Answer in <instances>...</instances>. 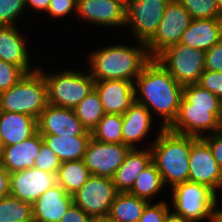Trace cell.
Listing matches in <instances>:
<instances>
[{"instance_id":"obj_1","label":"cell","mask_w":222,"mask_h":222,"mask_svg":"<svg viewBox=\"0 0 222 222\" xmlns=\"http://www.w3.org/2000/svg\"><path fill=\"white\" fill-rule=\"evenodd\" d=\"M183 87L157 59L152 58L135 79V101L145 106L153 118H161L159 129L169 128L178 116Z\"/></svg>"},{"instance_id":"obj_2","label":"cell","mask_w":222,"mask_h":222,"mask_svg":"<svg viewBox=\"0 0 222 222\" xmlns=\"http://www.w3.org/2000/svg\"><path fill=\"white\" fill-rule=\"evenodd\" d=\"M137 46L120 44L107 45L88 54V69L95 81L135 79L152 59L143 42Z\"/></svg>"},{"instance_id":"obj_3","label":"cell","mask_w":222,"mask_h":222,"mask_svg":"<svg viewBox=\"0 0 222 222\" xmlns=\"http://www.w3.org/2000/svg\"><path fill=\"white\" fill-rule=\"evenodd\" d=\"M219 107L220 99L212 92L197 83L185 85L178 116L169 129L198 138L217 132Z\"/></svg>"},{"instance_id":"obj_4","label":"cell","mask_w":222,"mask_h":222,"mask_svg":"<svg viewBox=\"0 0 222 222\" xmlns=\"http://www.w3.org/2000/svg\"><path fill=\"white\" fill-rule=\"evenodd\" d=\"M157 131L156 139L150 143L152 162L160 172L165 187L167 185L171 189L188 181L192 136L175 133L169 128Z\"/></svg>"},{"instance_id":"obj_5","label":"cell","mask_w":222,"mask_h":222,"mask_svg":"<svg viewBox=\"0 0 222 222\" xmlns=\"http://www.w3.org/2000/svg\"><path fill=\"white\" fill-rule=\"evenodd\" d=\"M47 105V83L38 68L0 93V111L22 113L38 120Z\"/></svg>"},{"instance_id":"obj_6","label":"cell","mask_w":222,"mask_h":222,"mask_svg":"<svg viewBox=\"0 0 222 222\" xmlns=\"http://www.w3.org/2000/svg\"><path fill=\"white\" fill-rule=\"evenodd\" d=\"M38 69L47 83L48 104L56 107L74 109L95 86L89 71L67 68L48 73L39 66Z\"/></svg>"},{"instance_id":"obj_7","label":"cell","mask_w":222,"mask_h":222,"mask_svg":"<svg viewBox=\"0 0 222 222\" xmlns=\"http://www.w3.org/2000/svg\"><path fill=\"white\" fill-rule=\"evenodd\" d=\"M170 209L175 215L183 216L193 222L207 220L212 222L213 212L218 205L219 196L209 187L186 181L171 188ZM218 196V197H217Z\"/></svg>"},{"instance_id":"obj_8","label":"cell","mask_w":222,"mask_h":222,"mask_svg":"<svg viewBox=\"0 0 222 222\" xmlns=\"http://www.w3.org/2000/svg\"><path fill=\"white\" fill-rule=\"evenodd\" d=\"M205 53L178 43L166 48L155 59L179 84L185 86L198 83L205 70Z\"/></svg>"},{"instance_id":"obj_9","label":"cell","mask_w":222,"mask_h":222,"mask_svg":"<svg viewBox=\"0 0 222 222\" xmlns=\"http://www.w3.org/2000/svg\"><path fill=\"white\" fill-rule=\"evenodd\" d=\"M170 0H129L126 4V25L136 42L147 44L156 34ZM132 33V34H131Z\"/></svg>"},{"instance_id":"obj_10","label":"cell","mask_w":222,"mask_h":222,"mask_svg":"<svg viewBox=\"0 0 222 222\" xmlns=\"http://www.w3.org/2000/svg\"><path fill=\"white\" fill-rule=\"evenodd\" d=\"M193 18L185 7L170 0L154 37L146 44L151 58H156L166 48L178 44Z\"/></svg>"},{"instance_id":"obj_11","label":"cell","mask_w":222,"mask_h":222,"mask_svg":"<svg viewBox=\"0 0 222 222\" xmlns=\"http://www.w3.org/2000/svg\"><path fill=\"white\" fill-rule=\"evenodd\" d=\"M118 193L113 179L91 175L73 195V203L95 219L106 217Z\"/></svg>"},{"instance_id":"obj_12","label":"cell","mask_w":222,"mask_h":222,"mask_svg":"<svg viewBox=\"0 0 222 222\" xmlns=\"http://www.w3.org/2000/svg\"><path fill=\"white\" fill-rule=\"evenodd\" d=\"M188 181L205 185L219 195L222 190V169L202 137L192 136Z\"/></svg>"},{"instance_id":"obj_13","label":"cell","mask_w":222,"mask_h":222,"mask_svg":"<svg viewBox=\"0 0 222 222\" xmlns=\"http://www.w3.org/2000/svg\"><path fill=\"white\" fill-rule=\"evenodd\" d=\"M130 147L123 143H106L91 137L83 157L91 175L113 179Z\"/></svg>"},{"instance_id":"obj_14","label":"cell","mask_w":222,"mask_h":222,"mask_svg":"<svg viewBox=\"0 0 222 222\" xmlns=\"http://www.w3.org/2000/svg\"><path fill=\"white\" fill-rule=\"evenodd\" d=\"M76 14L82 23L113 29L126 26V7L121 0H77Z\"/></svg>"},{"instance_id":"obj_15","label":"cell","mask_w":222,"mask_h":222,"mask_svg":"<svg viewBox=\"0 0 222 222\" xmlns=\"http://www.w3.org/2000/svg\"><path fill=\"white\" fill-rule=\"evenodd\" d=\"M56 184V174L35 167L10 173V194L32 205Z\"/></svg>"},{"instance_id":"obj_16","label":"cell","mask_w":222,"mask_h":222,"mask_svg":"<svg viewBox=\"0 0 222 222\" xmlns=\"http://www.w3.org/2000/svg\"><path fill=\"white\" fill-rule=\"evenodd\" d=\"M38 132L60 136L92 135L77 118L74 109L50 104L38 118Z\"/></svg>"},{"instance_id":"obj_17","label":"cell","mask_w":222,"mask_h":222,"mask_svg":"<svg viewBox=\"0 0 222 222\" xmlns=\"http://www.w3.org/2000/svg\"><path fill=\"white\" fill-rule=\"evenodd\" d=\"M94 89L107 114L123 115L135 102L134 82L128 80L95 81Z\"/></svg>"},{"instance_id":"obj_18","label":"cell","mask_w":222,"mask_h":222,"mask_svg":"<svg viewBox=\"0 0 222 222\" xmlns=\"http://www.w3.org/2000/svg\"><path fill=\"white\" fill-rule=\"evenodd\" d=\"M27 40L25 33H20L16 25L0 26V60L20 67L25 73L36 70L38 67L33 68L31 65L33 61L30 60V45Z\"/></svg>"},{"instance_id":"obj_19","label":"cell","mask_w":222,"mask_h":222,"mask_svg":"<svg viewBox=\"0 0 222 222\" xmlns=\"http://www.w3.org/2000/svg\"><path fill=\"white\" fill-rule=\"evenodd\" d=\"M73 204V195L56 184L42 194L32 205L35 222H60Z\"/></svg>"},{"instance_id":"obj_20","label":"cell","mask_w":222,"mask_h":222,"mask_svg":"<svg viewBox=\"0 0 222 222\" xmlns=\"http://www.w3.org/2000/svg\"><path fill=\"white\" fill-rule=\"evenodd\" d=\"M122 137L123 144L130 148H140L139 144L152 132L153 121L156 120L151 112L136 101L122 115ZM138 145V146H137Z\"/></svg>"},{"instance_id":"obj_21","label":"cell","mask_w":222,"mask_h":222,"mask_svg":"<svg viewBox=\"0 0 222 222\" xmlns=\"http://www.w3.org/2000/svg\"><path fill=\"white\" fill-rule=\"evenodd\" d=\"M42 142V136L37 132L32 137L15 145L3 147L0 153V163L9 173L34 168Z\"/></svg>"},{"instance_id":"obj_22","label":"cell","mask_w":222,"mask_h":222,"mask_svg":"<svg viewBox=\"0 0 222 222\" xmlns=\"http://www.w3.org/2000/svg\"><path fill=\"white\" fill-rule=\"evenodd\" d=\"M150 146H147V148L145 146L130 148L123 163L113 176V182L118 192L128 193L132 189L137 176L152 163Z\"/></svg>"},{"instance_id":"obj_23","label":"cell","mask_w":222,"mask_h":222,"mask_svg":"<svg viewBox=\"0 0 222 222\" xmlns=\"http://www.w3.org/2000/svg\"><path fill=\"white\" fill-rule=\"evenodd\" d=\"M222 38V18L193 19L179 43L208 51Z\"/></svg>"},{"instance_id":"obj_24","label":"cell","mask_w":222,"mask_h":222,"mask_svg":"<svg viewBox=\"0 0 222 222\" xmlns=\"http://www.w3.org/2000/svg\"><path fill=\"white\" fill-rule=\"evenodd\" d=\"M38 132V120L22 113L0 111V136L3 147L15 145Z\"/></svg>"},{"instance_id":"obj_25","label":"cell","mask_w":222,"mask_h":222,"mask_svg":"<svg viewBox=\"0 0 222 222\" xmlns=\"http://www.w3.org/2000/svg\"><path fill=\"white\" fill-rule=\"evenodd\" d=\"M43 142L57 155L61 162L81 160L92 135L60 136L41 134Z\"/></svg>"},{"instance_id":"obj_26","label":"cell","mask_w":222,"mask_h":222,"mask_svg":"<svg viewBox=\"0 0 222 222\" xmlns=\"http://www.w3.org/2000/svg\"><path fill=\"white\" fill-rule=\"evenodd\" d=\"M149 201L119 192L110 206L108 217L118 222H138Z\"/></svg>"},{"instance_id":"obj_27","label":"cell","mask_w":222,"mask_h":222,"mask_svg":"<svg viewBox=\"0 0 222 222\" xmlns=\"http://www.w3.org/2000/svg\"><path fill=\"white\" fill-rule=\"evenodd\" d=\"M91 176L83 159L63 162L56 175L59 184L66 193L74 195Z\"/></svg>"},{"instance_id":"obj_28","label":"cell","mask_w":222,"mask_h":222,"mask_svg":"<svg viewBox=\"0 0 222 222\" xmlns=\"http://www.w3.org/2000/svg\"><path fill=\"white\" fill-rule=\"evenodd\" d=\"M164 187L162 176L152 162L137 176L132 189L128 193L153 202L154 197L156 199V196L161 195L159 193L164 191Z\"/></svg>"},{"instance_id":"obj_29","label":"cell","mask_w":222,"mask_h":222,"mask_svg":"<svg viewBox=\"0 0 222 222\" xmlns=\"http://www.w3.org/2000/svg\"><path fill=\"white\" fill-rule=\"evenodd\" d=\"M77 118L82 125L92 131L106 114L100 97L95 89H93L75 108Z\"/></svg>"},{"instance_id":"obj_30","label":"cell","mask_w":222,"mask_h":222,"mask_svg":"<svg viewBox=\"0 0 222 222\" xmlns=\"http://www.w3.org/2000/svg\"><path fill=\"white\" fill-rule=\"evenodd\" d=\"M33 220L32 204L9 194L0 200V222H27Z\"/></svg>"},{"instance_id":"obj_31","label":"cell","mask_w":222,"mask_h":222,"mask_svg":"<svg viewBox=\"0 0 222 222\" xmlns=\"http://www.w3.org/2000/svg\"><path fill=\"white\" fill-rule=\"evenodd\" d=\"M122 124V115L106 113L91 131L92 138L106 143H123Z\"/></svg>"},{"instance_id":"obj_32","label":"cell","mask_w":222,"mask_h":222,"mask_svg":"<svg viewBox=\"0 0 222 222\" xmlns=\"http://www.w3.org/2000/svg\"><path fill=\"white\" fill-rule=\"evenodd\" d=\"M190 13L193 19L222 18L216 0H176Z\"/></svg>"},{"instance_id":"obj_33","label":"cell","mask_w":222,"mask_h":222,"mask_svg":"<svg viewBox=\"0 0 222 222\" xmlns=\"http://www.w3.org/2000/svg\"><path fill=\"white\" fill-rule=\"evenodd\" d=\"M25 12V0H0V26H15Z\"/></svg>"},{"instance_id":"obj_34","label":"cell","mask_w":222,"mask_h":222,"mask_svg":"<svg viewBox=\"0 0 222 222\" xmlns=\"http://www.w3.org/2000/svg\"><path fill=\"white\" fill-rule=\"evenodd\" d=\"M62 164L57 155L44 142L41 144L39 154L36 156L34 167L49 173H58Z\"/></svg>"},{"instance_id":"obj_35","label":"cell","mask_w":222,"mask_h":222,"mask_svg":"<svg viewBox=\"0 0 222 222\" xmlns=\"http://www.w3.org/2000/svg\"><path fill=\"white\" fill-rule=\"evenodd\" d=\"M25 74L20 67L0 60V93L14 86Z\"/></svg>"},{"instance_id":"obj_36","label":"cell","mask_w":222,"mask_h":222,"mask_svg":"<svg viewBox=\"0 0 222 222\" xmlns=\"http://www.w3.org/2000/svg\"><path fill=\"white\" fill-rule=\"evenodd\" d=\"M77 10V0H50L48 9L45 13L53 20H61L69 15L76 14Z\"/></svg>"},{"instance_id":"obj_37","label":"cell","mask_w":222,"mask_h":222,"mask_svg":"<svg viewBox=\"0 0 222 222\" xmlns=\"http://www.w3.org/2000/svg\"><path fill=\"white\" fill-rule=\"evenodd\" d=\"M167 200L161 199L157 203L149 202L138 222H164L171 211Z\"/></svg>"},{"instance_id":"obj_38","label":"cell","mask_w":222,"mask_h":222,"mask_svg":"<svg viewBox=\"0 0 222 222\" xmlns=\"http://www.w3.org/2000/svg\"><path fill=\"white\" fill-rule=\"evenodd\" d=\"M197 84L222 99V72L204 70Z\"/></svg>"},{"instance_id":"obj_39","label":"cell","mask_w":222,"mask_h":222,"mask_svg":"<svg viewBox=\"0 0 222 222\" xmlns=\"http://www.w3.org/2000/svg\"><path fill=\"white\" fill-rule=\"evenodd\" d=\"M205 70L222 72V38L206 51Z\"/></svg>"},{"instance_id":"obj_40","label":"cell","mask_w":222,"mask_h":222,"mask_svg":"<svg viewBox=\"0 0 222 222\" xmlns=\"http://www.w3.org/2000/svg\"><path fill=\"white\" fill-rule=\"evenodd\" d=\"M212 150L213 156L222 169V132L217 131L202 137Z\"/></svg>"},{"instance_id":"obj_41","label":"cell","mask_w":222,"mask_h":222,"mask_svg":"<svg viewBox=\"0 0 222 222\" xmlns=\"http://www.w3.org/2000/svg\"><path fill=\"white\" fill-rule=\"evenodd\" d=\"M95 218L87 215L79 206L74 203L69 207L60 222H94Z\"/></svg>"},{"instance_id":"obj_42","label":"cell","mask_w":222,"mask_h":222,"mask_svg":"<svg viewBox=\"0 0 222 222\" xmlns=\"http://www.w3.org/2000/svg\"><path fill=\"white\" fill-rule=\"evenodd\" d=\"M25 1H26V10L27 11L34 10L36 12L35 14H39L41 12L45 14L50 2V0H25Z\"/></svg>"},{"instance_id":"obj_43","label":"cell","mask_w":222,"mask_h":222,"mask_svg":"<svg viewBox=\"0 0 222 222\" xmlns=\"http://www.w3.org/2000/svg\"><path fill=\"white\" fill-rule=\"evenodd\" d=\"M0 192H10V173L0 163Z\"/></svg>"},{"instance_id":"obj_44","label":"cell","mask_w":222,"mask_h":222,"mask_svg":"<svg viewBox=\"0 0 222 222\" xmlns=\"http://www.w3.org/2000/svg\"><path fill=\"white\" fill-rule=\"evenodd\" d=\"M164 222H193V221L186 219L183 216L175 215L172 211H170L166 215Z\"/></svg>"},{"instance_id":"obj_45","label":"cell","mask_w":222,"mask_h":222,"mask_svg":"<svg viewBox=\"0 0 222 222\" xmlns=\"http://www.w3.org/2000/svg\"><path fill=\"white\" fill-rule=\"evenodd\" d=\"M218 206L219 203L213 212L212 222H222V208L218 209L219 208Z\"/></svg>"},{"instance_id":"obj_46","label":"cell","mask_w":222,"mask_h":222,"mask_svg":"<svg viewBox=\"0 0 222 222\" xmlns=\"http://www.w3.org/2000/svg\"><path fill=\"white\" fill-rule=\"evenodd\" d=\"M218 131L222 132V99L220 100L219 114L217 117Z\"/></svg>"},{"instance_id":"obj_47","label":"cell","mask_w":222,"mask_h":222,"mask_svg":"<svg viewBox=\"0 0 222 222\" xmlns=\"http://www.w3.org/2000/svg\"><path fill=\"white\" fill-rule=\"evenodd\" d=\"M94 222H118V221L112 220L108 216H106V217L96 218Z\"/></svg>"},{"instance_id":"obj_48","label":"cell","mask_w":222,"mask_h":222,"mask_svg":"<svg viewBox=\"0 0 222 222\" xmlns=\"http://www.w3.org/2000/svg\"><path fill=\"white\" fill-rule=\"evenodd\" d=\"M9 194L10 192H0V200Z\"/></svg>"},{"instance_id":"obj_49","label":"cell","mask_w":222,"mask_h":222,"mask_svg":"<svg viewBox=\"0 0 222 222\" xmlns=\"http://www.w3.org/2000/svg\"><path fill=\"white\" fill-rule=\"evenodd\" d=\"M219 9L222 11V0H216Z\"/></svg>"},{"instance_id":"obj_50","label":"cell","mask_w":222,"mask_h":222,"mask_svg":"<svg viewBox=\"0 0 222 222\" xmlns=\"http://www.w3.org/2000/svg\"><path fill=\"white\" fill-rule=\"evenodd\" d=\"M2 148H3V145H2V140H1V136H0V153H1Z\"/></svg>"},{"instance_id":"obj_51","label":"cell","mask_w":222,"mask_h":222,"mask_svg":"<svg viewBox=\"0 0 222 222\" xmlns=\"http://www.w3.org/2000/svg\"><path fill=\"white\" fill-rule=\"evenodd\" d=\"M121 1H123L126 4L129 0H121Z\"/></svg>"}]
</instances>
